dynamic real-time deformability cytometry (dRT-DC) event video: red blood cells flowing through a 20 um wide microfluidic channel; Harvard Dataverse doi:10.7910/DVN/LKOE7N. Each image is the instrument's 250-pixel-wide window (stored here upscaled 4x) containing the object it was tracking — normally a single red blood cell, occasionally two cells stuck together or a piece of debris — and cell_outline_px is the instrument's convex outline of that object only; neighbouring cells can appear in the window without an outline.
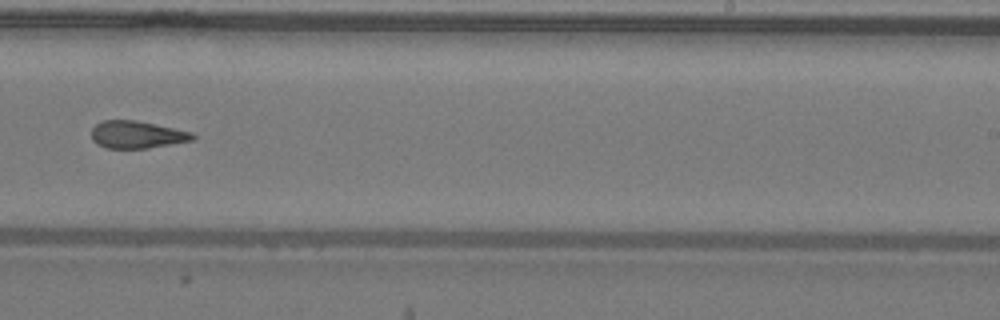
{"species": "common noctule bat (a hibernating species)", "species_latin": "Nyctalus noctula", "temperature_condition": "warm", "stored_images_in_passage": 44, "camera_frame_rate_fps": 3000, "um_per_image_px": 0.085, "animal": {"sex": "male", "body_mass_g": 19.2, "forearm_length_mm": 51.8}, "frame": {"image": 1, "passage_image": 26, "time_ms": 8.333, "image_size_px": [1000, 320], "cell_outline_px": [[196, 140], [148, 148], [104, 148], [96, 144], [92, 140], [92, 128], [96, 124], [104, 120], [136, 120], [192, 132], [196, 136]], "centroid_in_image_um": [11.65, 11.45], "position_along_channel_um": 277.4, "area_um2": 16.24}}
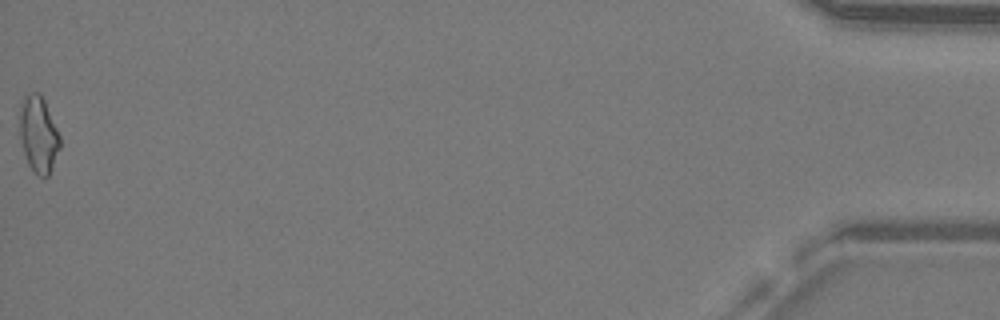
{"frame": {"image": 2, "passage_image": 44, "time_ms": 14.333, "image_size_px": [1000, 320], "cell_outline_px": [[60, 148], [48, 176], [40, 176], [28, 164], [24, 152], [20, 136], [20, 112], [24, 96], [32, 92], [40, 92], [44, 100], [60, 136]], "centroid_in_image_um": [3.28, 11.4], "position_along_channel_um": 431.9, "area_um2": 17.51}, "authors_computed_cell_mechanics": {"area_um2": 16.8776, "velocity_mm_per_s": 4.2897, "shape_relaxation_time_tau1_ms": null, "shape_relaxation_time_tau2_ms": 4.1048, "deformation_change_tau1": null, "deformation_change_tau2": 0.1422}}